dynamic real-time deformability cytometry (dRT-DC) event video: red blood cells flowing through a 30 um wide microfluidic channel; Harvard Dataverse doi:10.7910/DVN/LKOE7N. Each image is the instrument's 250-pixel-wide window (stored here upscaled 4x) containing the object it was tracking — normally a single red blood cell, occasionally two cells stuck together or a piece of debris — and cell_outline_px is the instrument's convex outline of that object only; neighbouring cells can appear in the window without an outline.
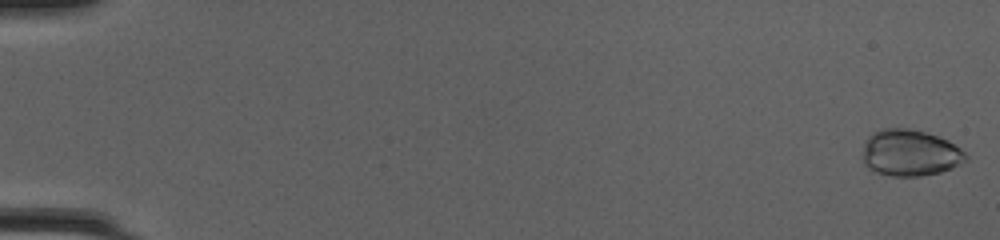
{"species": "common noctule bat (a hibernating species)", "species_latin": "Nyctalus noctula", "temperature_condition": "cold", "stored_images_in_passage": 50, "camera_frame_rate_fps": 3000, "um_per_image_px": 0.085, "animal": {"sex": "female", "body_mass_g": 20.0, "forearm_length_mm": 54.0}, "frame": {"image": 1, "passage_image": 1, "time_ms": 0.0, "image_size_px": [1000, 240], "cell_outline_px": [[968, 160], [952, 168], [940, 172], [920, 176], [892, 176], [876, 172], [868, 168], [864, 164], [864, 140], [872, 132], [880, 128], [908, 128], [924, 132], [948, 140], [960, 148], [968, 156]], "centroid_in_image_um": [77.35, 12.99], "position_along_channel_um": 7.7, "area_um2": 28.03}}
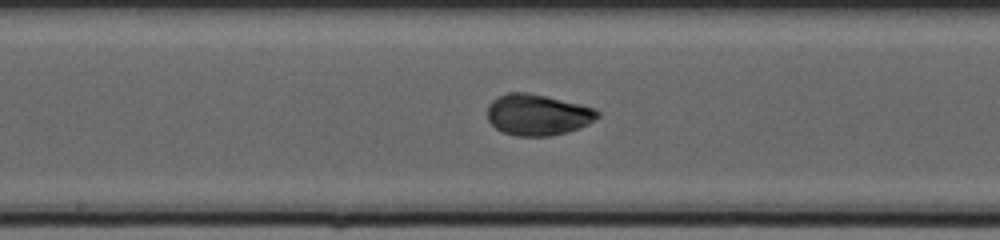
{"frame": {"image": 2, "passage_image": 28, "time_ms": 9.0, "image_size_px": [1000, 240], "cell_outline_px": [[600, 116], [588, 124], [580, 128], [548, 136], [516, 136], [504, 132], [496, 128], [488, 120], [488, 104], [496, 96], [508, 92], [528, 92], [548, 96], [580, 104], [592, 108], [600, 112]], "centroid_in_image_um": [45.68, 9.74], "position_along_channel_um": 202.5, "area_um2": 26.47}}
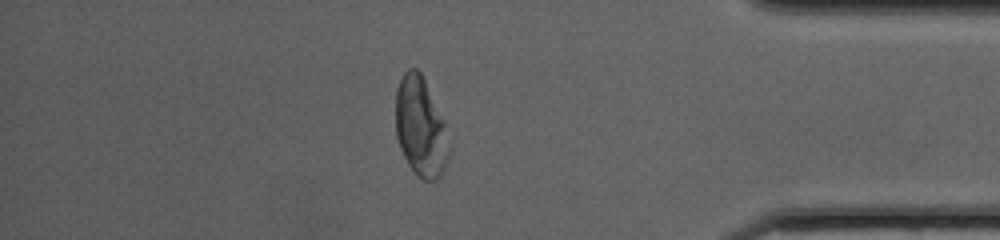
{"frame": {"image": 3, "passage_image": 44, "time_ms": 14.333, "image_size_px": [1000, 240], "cell_outline_px": [[448, 156], [444, 168], [440, 176], [436, 180], [424, 180], [416, 176], [408, 164], [400, 148], [396, 136], [396, 88], [404, 72], [408, 68], [416, 68], [420, 72], [444, 120], [448, 152]], "centroid_in_image_um": [35.72, 10.8], "position_along_channel_um": 399.5, "area_um2": 30.46}, "authors_computed_cell_mechanics": {"area_um2": 26.7325, "velocity_mm_per_s": 4.1999, "shape_relaxation_time_tau1_ms": 3.9069, "shape_relaxation_time_tau2_ms": null, "deformation_change_tau1": 0.1464, "deformation_change_tau2": null}}